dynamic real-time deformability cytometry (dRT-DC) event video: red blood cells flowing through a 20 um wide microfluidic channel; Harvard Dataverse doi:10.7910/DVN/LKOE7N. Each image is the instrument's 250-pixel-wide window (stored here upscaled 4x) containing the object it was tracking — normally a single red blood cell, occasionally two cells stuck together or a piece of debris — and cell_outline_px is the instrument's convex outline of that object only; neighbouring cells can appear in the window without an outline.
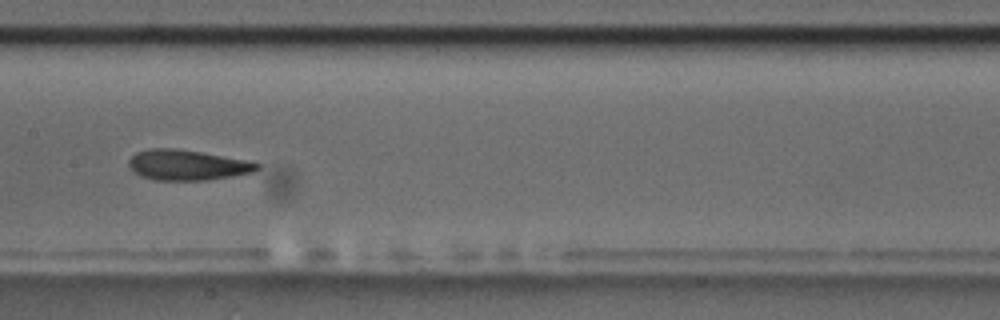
{"species": "common noctule bat (a hibernating species)", "species_latin": "Nyctalus noctula", "temperature_condition": "room temperature", "stored_images_in_passage": 40, "camera_frame_rate_fps": 3000, "um_per_image_px": 0.085, "animal": {"sex": "male", "body_mass_g": 17.5, "forearm_length_mm": 52.3}, "frame": {"image": 1, "passage_image": 12, "time_ms": 3.667, "image_size_px": [1000, 320], "cell_outline_px": [[260, 168], [252, 172], [232, 176], [208, 180], [156, 180], [140, 176], [128, 164], [128, 160], [136, 152], [148, 148], [176, 148], [200, 152], [244, 160], [260, 164]], "centroid_in_image_um": [15.88, 14.02], "position_along_channel_um": 191.5, "area_um2": 22.48}}
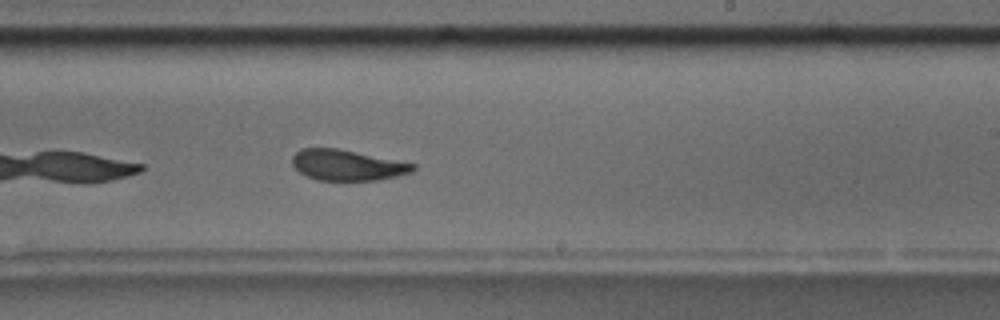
{"frame": {"image": 2, "passage_image": 18, "time_ms": 5.667, "image_size_px": [1000, 320], "cell_outline_px": [[416, 168], [412, 172], [396, 176], [376, 180], [316, 180], [300, 172], [292, 164], [292, 156], [300, 148], [336, 148], [416, 164]], "centroid_in_image_um": [29.5, 14.03], "position_along_channel_um": 259.5, "area_um2": 21.39}, "authors_computed_cell_mechanics": {"area_um2": 22.7154, "velocity_mm_per_s": 3.4156, "shape_relaxation_time_tau1_ms": 9.4132, "shape_relaxation_time_tau2_ms": 2.2814, "deformation_change_tau1": 0.2335, "deformation_change_tau2": 0.0879}}